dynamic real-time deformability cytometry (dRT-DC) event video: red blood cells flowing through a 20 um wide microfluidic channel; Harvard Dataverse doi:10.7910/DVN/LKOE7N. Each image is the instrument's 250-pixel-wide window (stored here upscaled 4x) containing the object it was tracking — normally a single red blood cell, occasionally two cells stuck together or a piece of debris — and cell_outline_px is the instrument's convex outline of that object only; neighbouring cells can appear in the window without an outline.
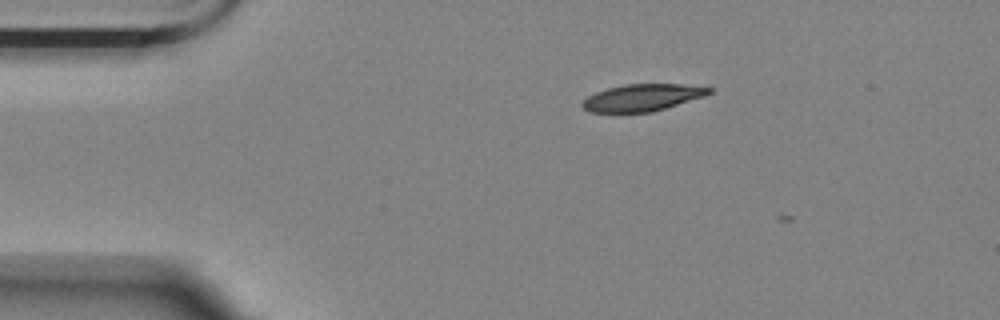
{"species": "Egyptian fruit bat (a non-hibernating species)", "species_latin": "Rousettus aegyptiacus", "temperature_condition": "room temperature", "stored_images_in_passage": 4, "camera_frame_rate_fps": 3000, "um_per_image_px": 0.085, "animal": {"sex": "female"}, "frame": {"image": 1, "passage_image": 2, "time_ms": 0.333, "image_size_px": [1000, 320], "cell_outline_px": [[712, 92], [704, 96], [652, 112], [592, 112], [584, 108], [580, 104], [588, 96], [596, 92], [608, 88], [624, 84], [680, 84], [712, 88]], "centroid_in_image_um": [54.59, 8.29], "position_along_channel_um": 30.4, "area_um2": 19.65}}